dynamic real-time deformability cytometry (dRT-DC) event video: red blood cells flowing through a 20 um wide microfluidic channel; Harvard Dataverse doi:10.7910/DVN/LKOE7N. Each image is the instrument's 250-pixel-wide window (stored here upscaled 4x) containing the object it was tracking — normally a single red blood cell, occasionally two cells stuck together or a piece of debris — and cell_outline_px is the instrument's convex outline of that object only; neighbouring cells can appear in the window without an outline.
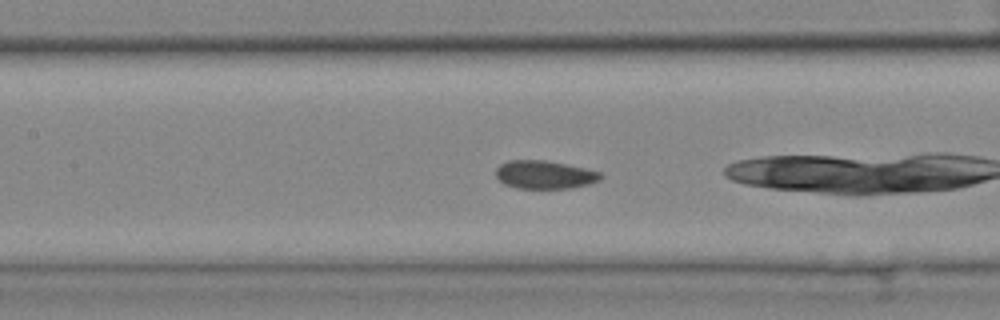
{"species": "common noctule bat (a hibernating species)", "species_latin": "Nyctalus noctula", "temperature_condition": "cold", "stored_images_in_passage": 17, "camera_frame_rate_fps": 3000, "um_per_image_px": 0.085, "animal": {"sex": "female", "body_mass_g": 25.1}, "frame": {"image": 1, "passage_image": 8, "time_ms": 2.333, "image_size_px": [1000, 320], "cell_outline_px": [[604, 176], [600, 180], [588, 184], [572, 188], [516, 188], [504, 184], [496, 176], [496, 168], [500, 164], [508, 160], [544, 160], [568, 164], [600, 172]], "centroid_in_image_um": [46.29, 14.84], "position_along_channel_um": 161.1, "area_um2": 17.28}}